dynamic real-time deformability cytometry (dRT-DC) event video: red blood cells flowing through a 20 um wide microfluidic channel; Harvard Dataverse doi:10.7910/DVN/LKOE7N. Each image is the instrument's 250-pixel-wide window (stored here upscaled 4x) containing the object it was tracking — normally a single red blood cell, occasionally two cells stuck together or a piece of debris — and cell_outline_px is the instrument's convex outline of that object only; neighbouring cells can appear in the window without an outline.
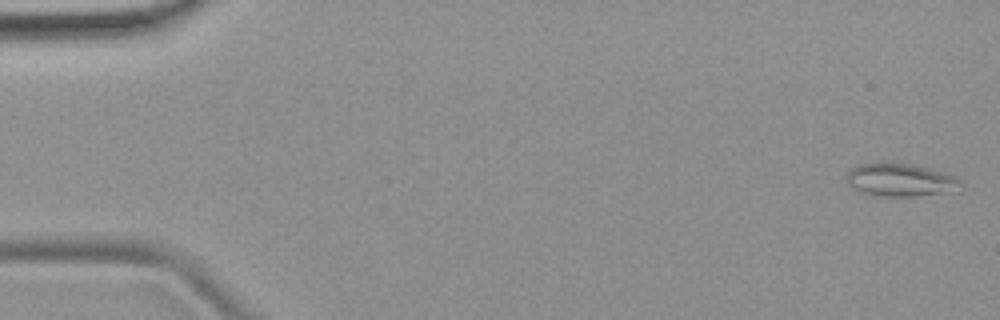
{"species": "common noctule bat (a hibernating species)", "species_latin": "Nyctalus noctula", "temperature_condition": "room temperature", "stored_images_in_passage": 50, "camera_frame_rate_fps": 3000, "um_per_image_px": 0.085, "animal": {"sex": "female", "body_mass_g": 19.9}, "frame": {"image": 1, "passage_image": 1, "time_ms": 0.0, "image_size_px": [1000, 320], "cell_outline_px": [[964, 188], [912, 196], [872, 196], [860, 192], [852, 188], [844, 180], [844, 176], [852, 168], [860, 164], [908, 164], [956, 176], [964, 184]], "centroid_in_image_um": [76.46, 15.32], "position_along_channel_um": 8.5, "area_um2": 21.44}}
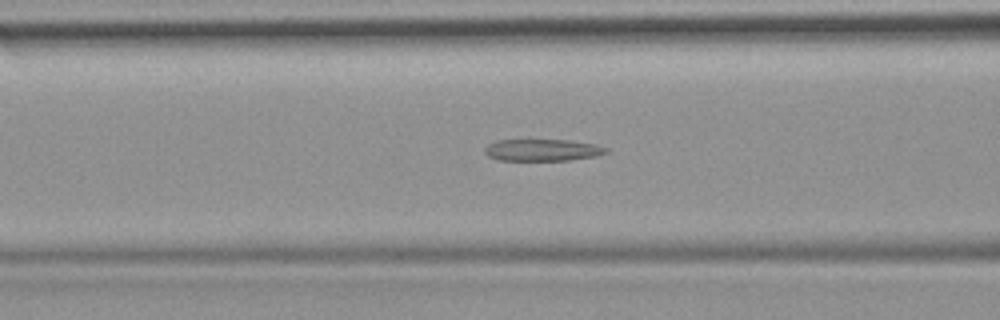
{"frame": {"image": 2, "passage_image": 20, "time_ms": 6.333, "image_size_px": [1000, 320], "cell_outline_px": [[608, 152], [596, 156], [568, 160], [496, 160], [488, 156], [484, 152], [484, 148], [488, 144], [496, 140], [568, 140], [596, 144], [608, 148]], "centroid_in_image_um": [46.09, 12.75], "position_along_channel_um": 120.5, "area_um2": 15.49}}
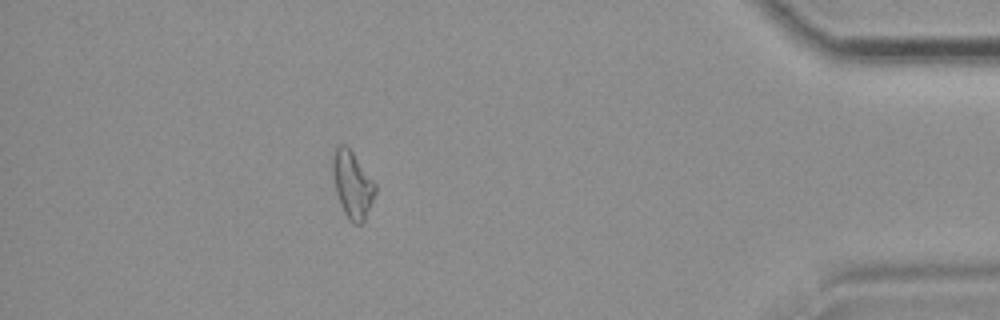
{"frame": {"image": 3, "passage_image": 45, "time_ms": 14.667, "image_size_px": [1000, 320], "cell_outline_px": [[376, 192], [364, 220], [360, 224], [352, 224], [348, 220], [340, 204], [336, 192], [332, 172], [332, 156], [336, 144], [344, 144], [352, 152], [376, 184]], "centroid_in_image_um": [29.93, 15.68], "position_along_channel_um": 405.3, "area_um2": 16.53}, "authors_computed_cell_mechanics": {"area_um2": 16.473, "velocity_mm_per_s": 3.972, "shape_relaxation_time_tau1_ms": null, "shape_relaxation_time_tau2_ms": 4.0274, "deformation_change_tau1": null, "deformation_change_tau2": 0.141}}